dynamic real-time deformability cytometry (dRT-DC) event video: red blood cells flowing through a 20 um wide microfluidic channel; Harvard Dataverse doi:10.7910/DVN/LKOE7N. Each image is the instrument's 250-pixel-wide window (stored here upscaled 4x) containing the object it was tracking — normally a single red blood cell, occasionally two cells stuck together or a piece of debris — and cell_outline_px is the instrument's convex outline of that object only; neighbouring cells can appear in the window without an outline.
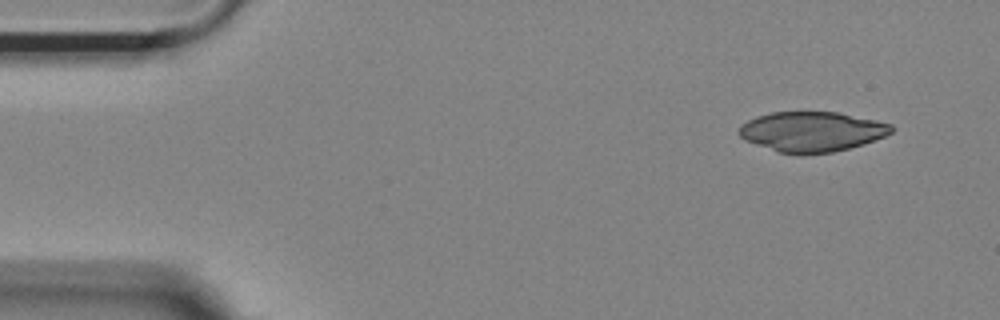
{"species": "Egyptian fruit bat (a non-hibernating species)", "species_latin": "Rousettus aegyptiacus", "temperature_condition": "room temperature", "stored_images_in_passage": 9, "camera_frame_rate_fps": 3000, "um_per_image_px": 0.085, "animal": {"sex": "female"}, "frame": {"image": 1, "passage_image": 1, "time_ms": 0.0, "image_size_px": [1000, 320], "cell_outline_px": [[896, 128], [892, 132], [884, 136], [864, 144], [832, 152], [800, 156], [780, 152], [744, 140], [736, 132], [740, 124], [756, 116], [772, 112], [840, 112], [876, 120], [892, 124]], "centroid_in_image_um": [69.0, 11.19], "position_along_channel_um": 16.0, "area_um2": 35.95}}